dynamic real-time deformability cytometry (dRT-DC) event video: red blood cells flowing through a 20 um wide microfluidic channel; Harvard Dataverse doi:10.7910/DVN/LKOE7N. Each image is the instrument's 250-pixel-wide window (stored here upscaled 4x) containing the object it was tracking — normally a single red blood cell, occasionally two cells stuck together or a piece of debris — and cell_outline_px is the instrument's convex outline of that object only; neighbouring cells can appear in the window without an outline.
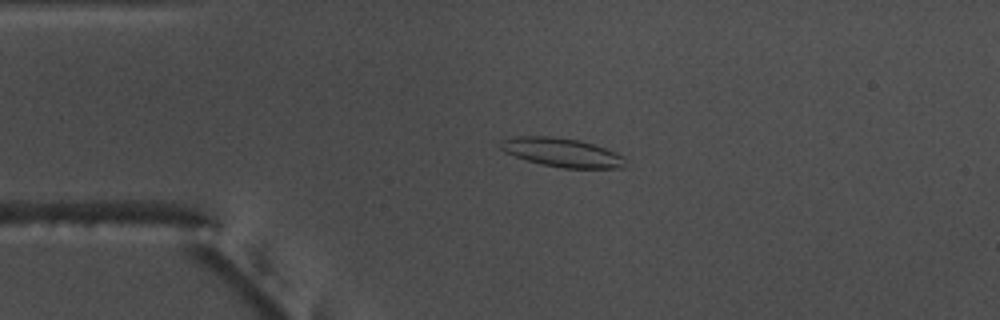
{"species": "common noctule bat (a hibernating species)", "species_latin": "Nyctalus noctula", "temperature_condition": "warm", "stored_images_in_passage": 44, "camera_frame_rate_fps": 3000, "um_per_image_px": 0.085, "animal": {"sex": "male", "body_mass_g": 17.5, "forearm_length_mm": 52.3}, "frame": {"image": 1, "passage_image": 2, "time_ms": 0.333, "image_size_px": [1000, 320], "cell_outline_px": [[624, 168], [564, 168], [540, 164], [504, 152], [500, 148], [500, 140], [516, 136], [552, 136], [580, 140], [616, 152], [624, 156]], "centroid_in_image_um": [47.75, 12.95], "position_along_channel_um": 37.2, "area_um2": 20.92}}
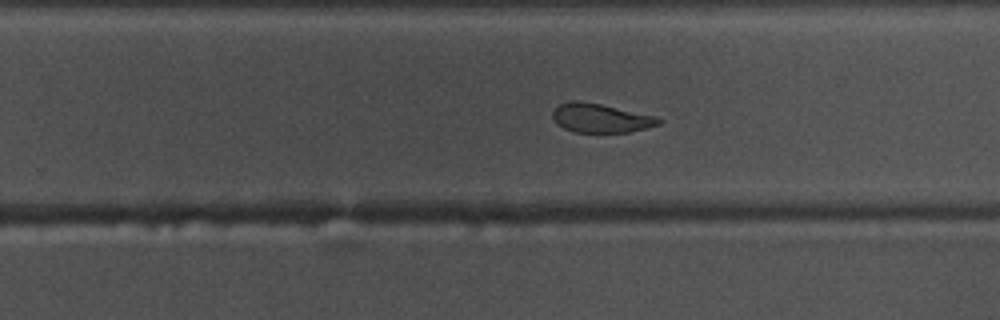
{"frame": {"image": 2, "passage_image": 24, "time_ms": 7.667, "image_size_px": [1000, 320], "cell_outline_px": [[664, 120], [660, 124], [628, 132], [572, 132], [556, 124], [552, 116], [552, 112], [560, 104], [572, 100], [580, 100], [600, 104], [656, 116]], "centroid_in_image_um": [51.04, 10.03], "position_along_channel_um": 278.8, "area_um2": 17.86}}
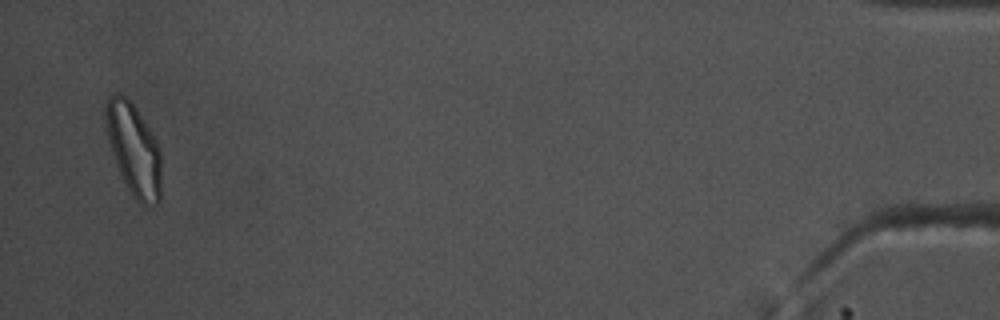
{"frame": {"image": 3, "passage_image": 43, "time_ms": 14.0, "image_size_px": [1000, 320], "cell_outline_px": [[160, 204], [152, 208], [144, 208], [132, 196], [120, 176], [112, 152], [104, 120], [104, 104], [108, 96], [116, 92], [120, 92], [136, 108], [160, 148]], "centroid_in_image_um": [11.35, 12.76], "position_along_channel_um": 423.8, "area_um2": 30.17}, "authors_computed_cell_mechanics": {"area_um2": 19.652, "velocity_mm_per_s": 3.7136, "shape_relaxation_time_tau1_ms": 6.7885, "shape_relaxation_time_tau2_ms": 2.406, "deformation_change_tau1": 0.1552, "deformation_change_tau2": 0.0953}}